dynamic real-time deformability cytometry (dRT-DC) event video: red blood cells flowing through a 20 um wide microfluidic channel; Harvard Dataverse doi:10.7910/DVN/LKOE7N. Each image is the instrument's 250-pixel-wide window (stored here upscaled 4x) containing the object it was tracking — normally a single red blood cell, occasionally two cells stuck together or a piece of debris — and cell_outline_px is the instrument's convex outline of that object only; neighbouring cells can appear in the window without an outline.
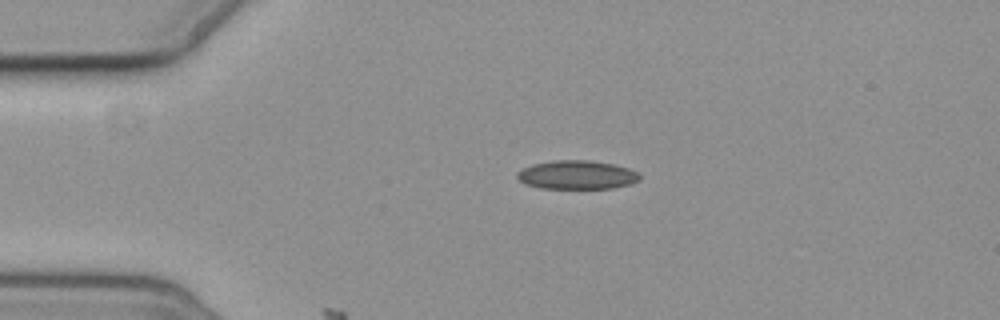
{"species": "common noctule bat (a hibernating species)", "species_latin": "Nyctalus noctula", "temperature_condition": "cold", "stored_images_in_passage": 6, "camera_frame_rate_fps": 3000, "um_per_image_px": 0.085, "animal": {"sex": "female", "body_mass_g": 19.3, "forearm_length_mm": 54.1}, "frame": {"image": 1, "passage_image": 3, "time_ms": 2.333, "image_size_px": [1000, 320], "cell_outline_px": [[640, 180], [628, 184], [612, 188], [544, 188], [524, 184], [516, 176], [516, 172], [532, 164], [552, 160], [588, 160], [612, 164], [628, 168], [640, 172]], "centroid_in_image_um": [49.03, 14.85], "position_along_channel_um": 36.0, "area_um2": 20.46}}